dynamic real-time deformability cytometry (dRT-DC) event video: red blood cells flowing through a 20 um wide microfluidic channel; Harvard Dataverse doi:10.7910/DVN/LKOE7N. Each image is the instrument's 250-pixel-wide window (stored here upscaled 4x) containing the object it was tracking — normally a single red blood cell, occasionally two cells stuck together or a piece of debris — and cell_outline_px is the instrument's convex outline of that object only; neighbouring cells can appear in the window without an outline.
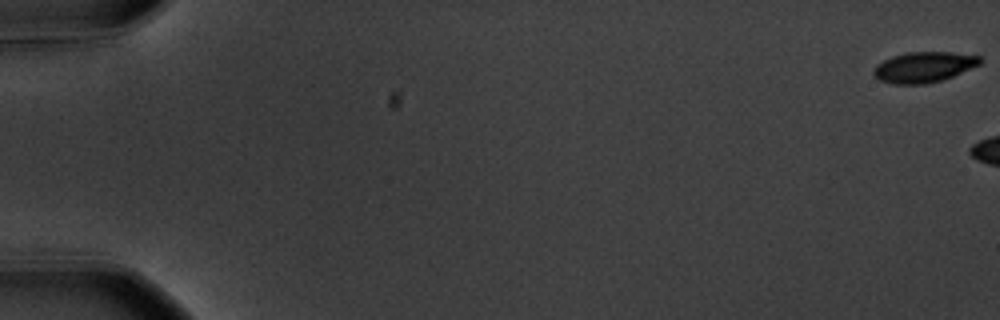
{"species": "common noctule bat (a hibernating species)", "species_latin": "Nyctalus noctula", "temperature_condition": "warm", "stored_images_in_passage": 8, "camera_frame_rate_fps": 3000, "um_per_image_px": 0.085, "animal": {"sex": "male", "body_mass_g": 20.1, "forearm_length_mm": 53.5}, "frame": {"image": 1, "passage_image": 1, "time_ms": 0.0, "image_size_px": [1000, 320], "cell_outline_px": [[984, 60], [980, 64], [944, 80], [924, 84], [892, 84], [880, 80], [872, 72], [876, 64], [892, 56], [908, 52], [952, 52], [980, 56]], "centroid_in_image_um": [78.54, 5.7], "position_along_channel_um": 6.5, "area_um2": 19.02}}